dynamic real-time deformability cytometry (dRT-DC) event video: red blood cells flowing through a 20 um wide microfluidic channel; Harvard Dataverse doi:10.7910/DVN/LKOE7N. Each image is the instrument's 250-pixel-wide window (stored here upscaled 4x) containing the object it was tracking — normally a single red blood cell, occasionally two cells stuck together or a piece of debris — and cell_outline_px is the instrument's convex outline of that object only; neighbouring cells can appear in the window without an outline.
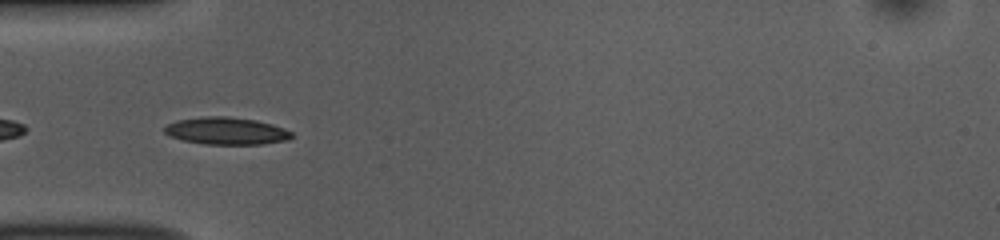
{"species": "common noctule bat (a hibernating species)", "species_latin": "Nyctalus noctula", "temperature_condition": "room temperature", "stored_images_in_passage": 39, "camera_frame_rate_fps": 3000, "um_per_image_px": 0.085, "animal": {"sex": "female", "body_mass_g": 10.0, "forearm_length_mm": 53.1}, "frame": {"image": 1, "passage_image": 2, "time_ms": 0.333, "image_size_px": [1000, 240], "cell_outline_px": [[292, 136], [288, 140], [264, 144], [204, 144], [184, 140], [172, 136], [164, 132], [164, 128], [168, 124], [176, 120], [204, 116], [228, 116], [256, 120], [272, 124], [284, 128], [292, 132]], "centroid_in_image_um": [19.26, 11.12], "position_along_channel_um": 65.7, "area_um2": 20.17}}
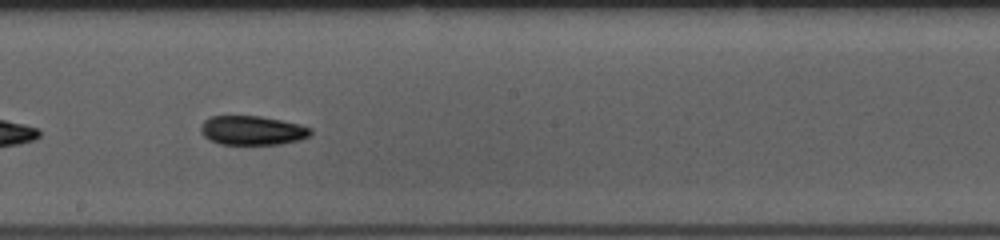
{"frame": {"image": 2, "passage_image": 15, "time_ms": 4.667, "image_size_px": [1000, 240], "cell_outline_px": [[312, 132], [308, 136], [300, 140], [280, 144], [220, 144], [208, 140], [200, 132], [200, 124], [204, 120], [212, 116], [260, 116], [280, 120], [312, 128]], "centroid_in_image_um": [21.4, 11.09], "position_along_channel_um": 226.8, "area_um2": 18.67}}
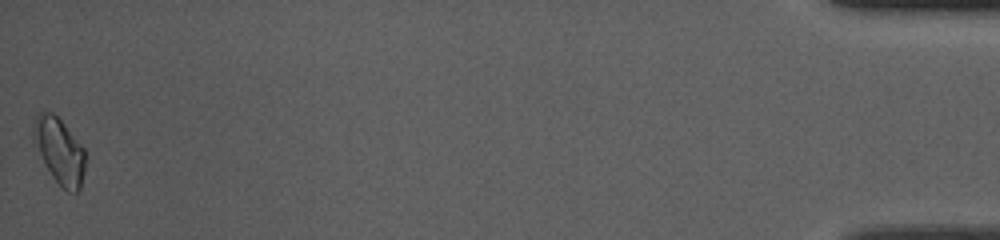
{"frame": {"image": 3, "passage_image": 39, "time_ms": 12.667, "image_size_px": [1000, 240], "cell_outline_px": [[84, 172], [80, 188], [76, 192], [68, 192], [52, 176], [32, 144], [32, 124], [36, 112], [52, 112], [64, 124], [84, 148]], "centroid_in_image_um": [4.99, 12.78], "position_along_channel_um": 430.2, "area_um2": 19.94}, "authors_computed_cell_mechanics": {"area_um2": 18.4382, "velocity_mm_per_s": 3.7105, "shape_relaxation_time_tau1_ms": 6.2666, "shape_relaxation_time_tau2_ms": null, "deformation_change_tau1": 0.1469, "deformation_change_tau2": null}}